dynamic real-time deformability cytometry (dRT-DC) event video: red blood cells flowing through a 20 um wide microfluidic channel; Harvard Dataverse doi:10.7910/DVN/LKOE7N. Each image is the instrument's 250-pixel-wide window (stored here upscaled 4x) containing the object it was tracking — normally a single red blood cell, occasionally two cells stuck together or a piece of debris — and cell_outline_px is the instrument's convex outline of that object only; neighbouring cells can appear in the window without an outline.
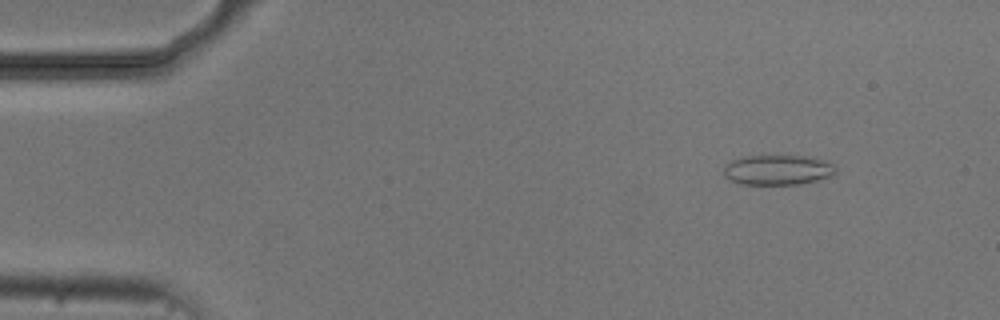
{"species": "common noctule bat (a hibernating species)", "species_latin": "Nyctalus noctula", "temperature_condition": "cold", "stored_images_in_passage": 4, "camera_frame_rate_fps": 3000, "um_per_image_px": 0.085, "animal": {"sex": "male", "body_mass_g": 20.5, "forearm_length_mm": 52.5}, "frame": {"image": 1, "passage_image": 2, "time_ms": 1.0, "image_size_px": [1000, 320], "cell_outline_px": [[836, 176], [800, 184], [740, 184], [724, 176], [724, 164], [732, 160], [744, 156], [808, 156], [828, 160], [836, 168]], "centroid_in_image_um": [66.16, 14.44], "position_along_channel_um": 18.8, "area_um2": 19.88}}
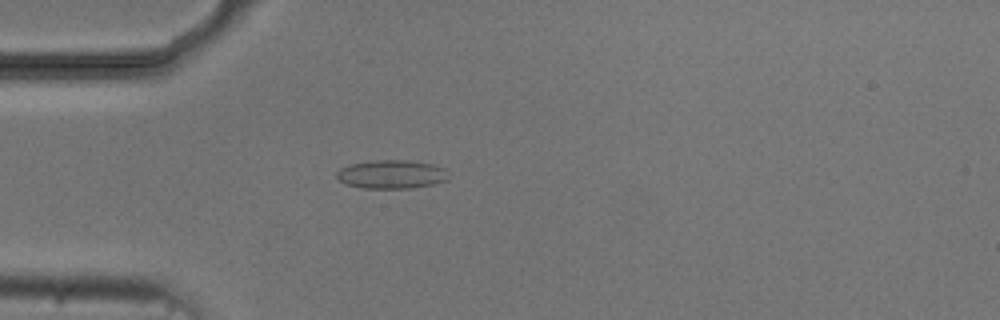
{"frame": {"image": 2, "passage_image": 4, "time_ms": 4.0, "image_size_px": [1000, 320], "cell_outline_px": [[448, 180], [436, 184], [412, 188], [360, 188], [344, 184], [336, 180], [336, 172], [340, 168], [348, 164], [372, 160], [408, 160], [432, 164], [444, 168], [448, 172]], "centroid_in_image_um": [33.24, 14.82], "position_along_channel_um": 51.8, "area_um2": 19.07}}